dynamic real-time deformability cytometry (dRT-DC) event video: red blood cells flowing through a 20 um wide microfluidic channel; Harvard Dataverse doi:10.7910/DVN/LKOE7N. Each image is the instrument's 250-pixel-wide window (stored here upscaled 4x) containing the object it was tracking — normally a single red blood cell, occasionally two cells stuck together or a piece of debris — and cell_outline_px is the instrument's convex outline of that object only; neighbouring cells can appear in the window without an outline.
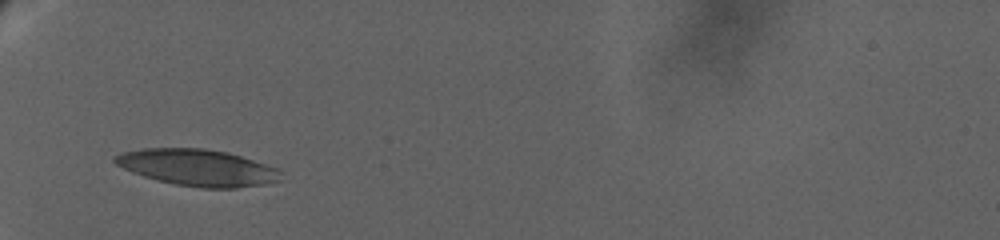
{"species": "human", "species_latin": "Homo sapiens", "temperature_condition": "warm", "stored_images_in_passage": 4, "camera_frame_rate_fps": 3000, "um_per_image_px": 0.085, "donor": {"sex": "female"}, "frame": {"image": 1, "passage_image": 1, "time_ms": 0.0, "image_size_px": [1000, 240], "cell_outline_px": [[280, 180], [264, 184], [236, 188], [200, 188], [176, 184], [156, 180], [132, 172], [116, 164], [112, 160], [112, 156], [124, 152], [144, 148], [204, 148], [228, 152], [280, 168]], "centroid_in_image_um": [16.8, 14.24], "position_along_channel_um": 68.2, "area_um2": 35.43}}
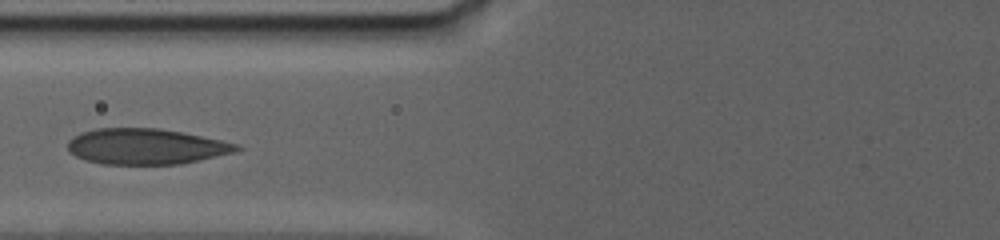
{"frame": {"image": 2, "passage_image": 3, "time_ms": 2.0, "image_size_px": [1000, 240], "cell_outline_px": [[244, 148], [236, 152], [180, 164], [100, 164], [84, 160], [68, 152], [68, 140], [72, 136], [80, 132], [96, 128], [160, 128], [240, 144]], "centroid_in_image_um": [12.38, 12.45], "position_along_channel_um": 113.4, "area_um2": 35.37}}